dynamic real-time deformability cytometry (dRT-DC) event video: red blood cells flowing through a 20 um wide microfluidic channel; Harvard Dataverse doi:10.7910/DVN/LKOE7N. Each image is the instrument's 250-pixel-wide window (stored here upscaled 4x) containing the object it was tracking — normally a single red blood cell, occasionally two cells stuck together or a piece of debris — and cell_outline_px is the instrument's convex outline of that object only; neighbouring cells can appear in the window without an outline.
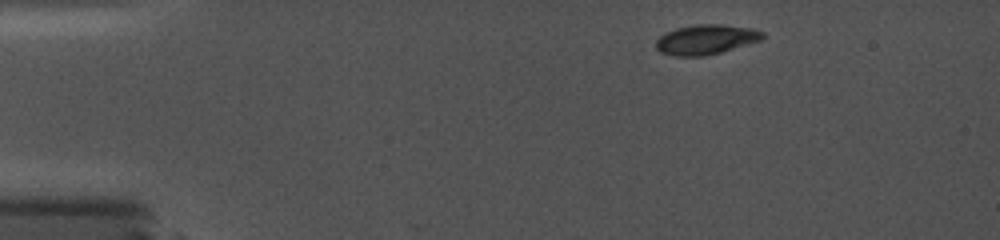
{"species": "common noctule bat (a hibernating species)", "species_latin": "Nyctalus noctula", "temperature_condition": "cold", "stored_images_in_passage": 7, "camera_frame_rate_fps": 5000, "um_per_image_px": 0.085, "animal": {"sex": "female", "body_mass_g": 19.0, "forearm_length_mm": 56.7}, "frame": {"image": 1, "passage_image": 1, "time_ms": 0.0, "image_size_px": [1000, 240], "cell_outline_px": [[764, 36], [760, 40], [720, 52], [704, 56], [676, 56], [660, 52], [656, 48], [656, 40], [660, 36], [676, 28], [696, 24], [720, 24], [752, 28], [764, 32]], "centroid_in_image_um": [59.99, 3.35], "position_along_channel_um": 25.0, "area_um2": 18.32}}
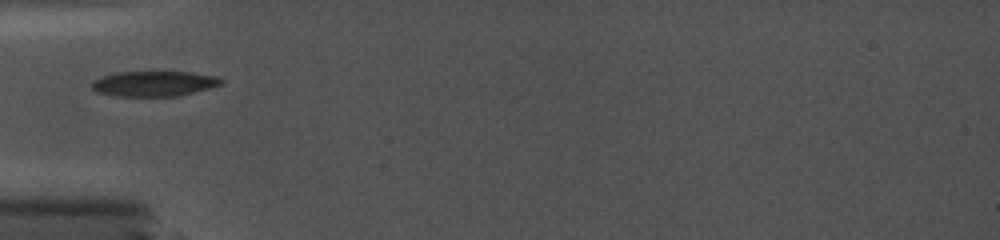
{"frame": {"image": 2, "passage_image": 5, "time_ms": 3.4, "image_size_px": [1000, 240], "cell_outline_px": [[224, 84], [176, 96], [116, 96], [96, 92], [92, 88], [92, 80], [116, 72], [192, 72], [216, 76], [224, 80]], "centroid_in_image_um": [13.09, 7.1], "position_along_channel_um": 71.9, "area_um2": 18.96}}
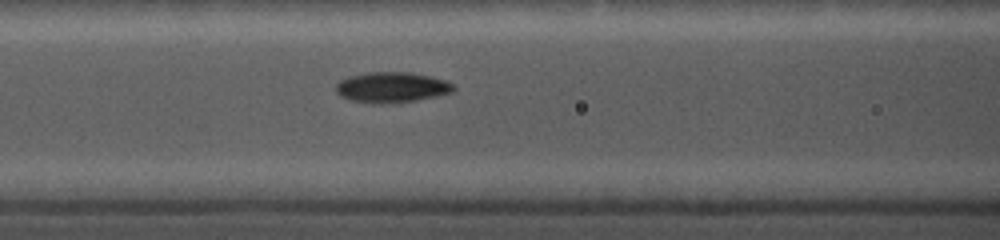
{"frame": {"image": 3, "passage_image": 7, "time_ms": 5.0, "image_size_px": [1000, 240], "cell_outline_px": [[456, 88], [452, 92], [436, 96], [416, 100], [380, 104], [372, 104], [352, 100], [340, 96], [336, 92], [336, 84], [340, 80], [348, 76], [368, 72], [412, 72], [444, 80], [452, 84]], "centroid_in_image_um": [33.26, 7.42], "position_along_channel_um": 133.3, "area_um2": 20.87}}